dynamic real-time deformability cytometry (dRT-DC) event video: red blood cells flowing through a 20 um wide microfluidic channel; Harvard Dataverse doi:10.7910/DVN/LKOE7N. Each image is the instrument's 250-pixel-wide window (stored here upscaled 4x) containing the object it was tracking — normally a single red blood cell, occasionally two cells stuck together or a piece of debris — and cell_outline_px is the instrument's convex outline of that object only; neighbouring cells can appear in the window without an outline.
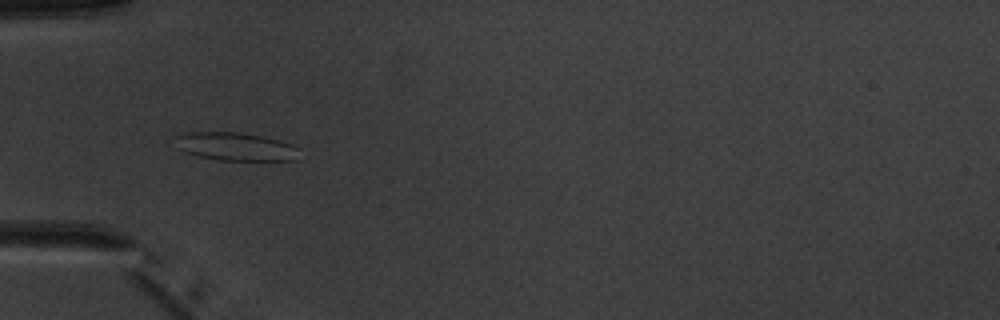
{"species": "common noctule bat (a hibernating species)", "species_latin": "Nyctalus noctula", "temperature_condition": "warm", "stored_images_in_passage": 7, "camera_frame_rate_fps": 3000, "um_per_image_px": 0.085, "animal": {"sex": "male", "body_mass_g": 20.1, "forearm_length_mm": 53.5}, "frame": {"image": 1, "passage_image": 5, "time_ms": 4.667, "image_size_px": [1000, 320], "cell_outline_px": [[300, 148], [296, 160], [220, 160], [196, 156], [184, 152], [176, 148], [172, 136], [184, 132], [240, 132], [264, 136], [280, 140], [292, 144]], "centroid_in_image_um": [19.96, 12.44], "position_along_channel_um": 65.0, "area_um2": 20.87}}
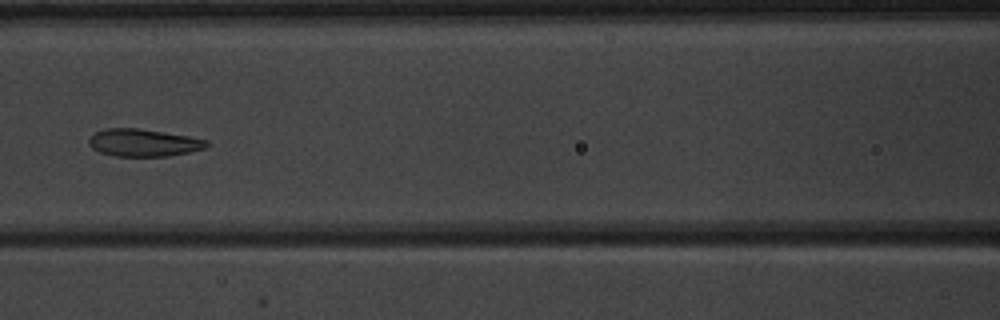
{"frame": {"image": 2, "passage_image": 7, "time_ms": 7.0, "image_size_px": [1000, 320], "cell_outline_px": [[208, 144], [204, 148], [188, 152], [168, 156], [112, 156], [100, 152], [92, 148], [88, 144], [88, 140], [96, 132], [104, 128], [136, 128], [164, 132], [188, 136], [208, 140]], "centroid_in_image_um": [12.16, 12.13], "position_along_channel_um": 154.4, "area_um2": 18.73}}